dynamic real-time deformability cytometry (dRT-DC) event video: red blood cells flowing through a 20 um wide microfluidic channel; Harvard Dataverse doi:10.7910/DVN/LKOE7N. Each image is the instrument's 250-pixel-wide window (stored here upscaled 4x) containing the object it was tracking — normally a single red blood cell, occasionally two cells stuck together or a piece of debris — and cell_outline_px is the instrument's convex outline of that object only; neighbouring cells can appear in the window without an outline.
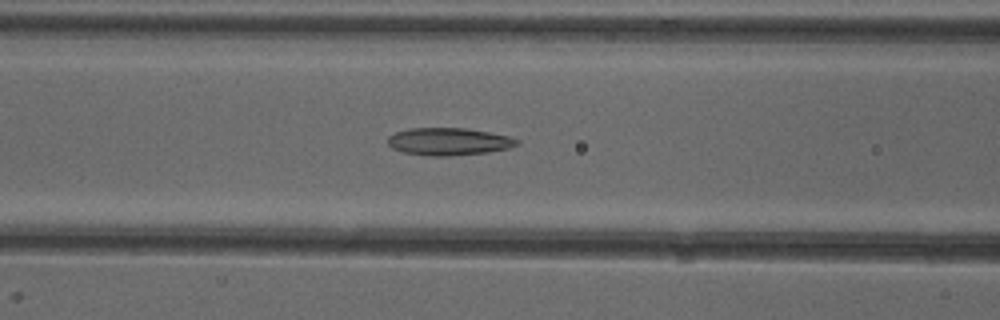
{"species": "common noctule bat (a hibernating species)", "species_latin": "Nyctalus noctula", "temperature_condition": "cold", "stored_images_in_passage": 27, "camera_frame_rate_fps": 3000, "um_per_image_px": 0.085, "animal": {"sex": "female"}, "frame": {"image": 1, "passage_image": 5, "time_ms": 1.333, "image_size_px": [1000, 320], "cell_outline_px": [[520, 144], [508, 148], [488, 152], [448, 156], [428, 156], [404, 152], [392, 148], [388, 144], [388, 136], [396, 132], [408, 128], [464, 128], [488, 132], [508, 136], [520, 140]], "centroid_in_image_um": [38.14, 12.03], "position_along_channel_um": 128.5, "area_um2": 20.63}}
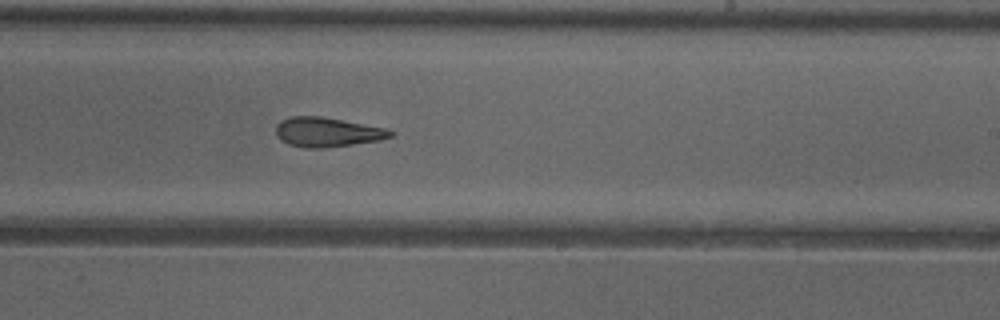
{"frame": {"image": 2, "passage_image": 15, "time_ms": 4.667, "image_size_px": [1000, 320], "cell_outline_px": [[396, 132], [392, 136], [380, 140], [324, 148], [304, 148], [288, 144], [280, 140], [276, 136], [276, 124], [280, 120], [288, 116], [320, 116], [388, 128]], "centroid_in_image_um": [27.8, 11.22], "position_along_channel_um": 261.2, "area_um2": 19.94}}
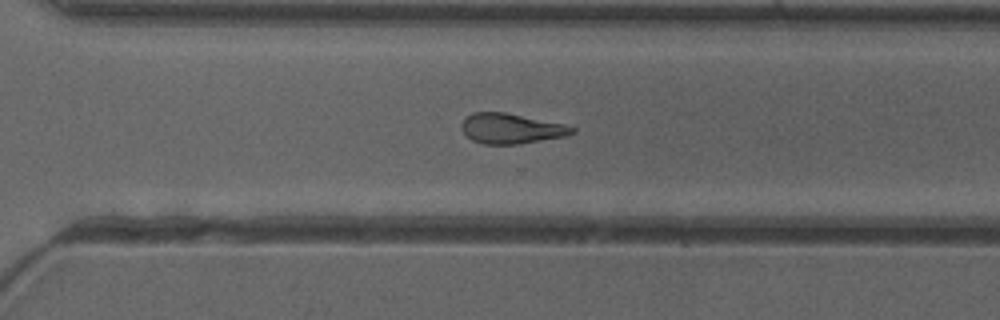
{"frame": {"image": 3, "passage_image": 20, "time_ms": 6.333, "image_size_px": [1000, 320], "cell_outline_px": [[576, 132], [564, 136], [520, 144], [484, 144], [472, 140], [460, 128], [460, 124], [472, 112], [504, 112], [564, 124], [576, 128]], "centroid_in_image_um": [43.44, 10.93], "position_along_channel_um": 327.2, "area_um2": 19.31}}